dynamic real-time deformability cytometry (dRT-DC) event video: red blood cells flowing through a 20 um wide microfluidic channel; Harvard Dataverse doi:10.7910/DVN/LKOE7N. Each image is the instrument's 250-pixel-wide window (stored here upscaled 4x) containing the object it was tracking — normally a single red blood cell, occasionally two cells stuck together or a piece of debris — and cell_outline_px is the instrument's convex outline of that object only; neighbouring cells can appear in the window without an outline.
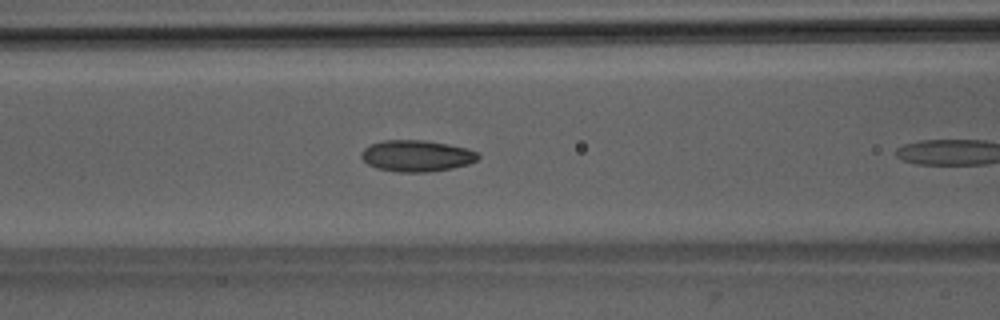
{"species": "Egyptian fruit bat (a non-hibernating species)", "species_latin": "Rousettus aegyptiacus", "temperature_condition": "room temperature", "stored_images_in_passage": 10, "camera_frame_rate_fps": 3000, "um_per_image_px": 0.085, "animal": {"sex": "male"}, "frame": {"image": 1, "passage_image": 9, "time_ms": 2.667, "image_size_px": [1000, 320], "cell_outline_px": [[480, 156], [476, 160], [468, 164], [452, 168], [428, 172], [400, 172], [376, 168], [368, 164], [360, 156], [360, 152], [368, 144], [384, 140], [424, 140], [448, 144], [468, 148], [480, 152]], "centroid_in_image_um": [35.41, 13.24], "position_along_channel_um": 131.2, "area_um2": 21.56}}